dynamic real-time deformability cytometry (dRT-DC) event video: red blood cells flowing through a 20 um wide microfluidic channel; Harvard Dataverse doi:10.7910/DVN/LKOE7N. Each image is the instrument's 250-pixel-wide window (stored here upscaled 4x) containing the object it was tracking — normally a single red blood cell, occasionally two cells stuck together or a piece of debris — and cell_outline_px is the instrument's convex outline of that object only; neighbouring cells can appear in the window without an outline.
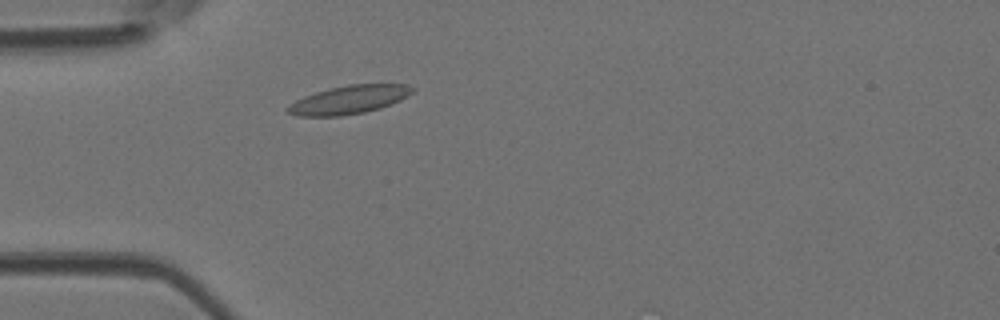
{"species": "Egyptian fruit bat (a non-hibernating species)", "species_latin": "Rousettus aegyptiacus", "temperature_condition": "room temperature", "stored_images_in_passage": 2, "camera_frame_rate_fps": 3000, "um_per_image_px": 0.085, "animal": {"sex": "female"}, "frame": {"image": 1, "passage_image": 2, "time_ms": 0.333, "image_size_px": [1000, 320], "cell_outline_px": [[416, 88], [408, 96], [400, 100], [380, 108], [364, 112], [340, 116], [300, 116], [288, 112], [284, 108], [288, 104], [304, 96], [328, 88], [348, 84], [408, 84]], "centroid_in_image_um": [29.66, 8.46], "position_along_channel_um": 55.3, "area_um2": 20.69}}